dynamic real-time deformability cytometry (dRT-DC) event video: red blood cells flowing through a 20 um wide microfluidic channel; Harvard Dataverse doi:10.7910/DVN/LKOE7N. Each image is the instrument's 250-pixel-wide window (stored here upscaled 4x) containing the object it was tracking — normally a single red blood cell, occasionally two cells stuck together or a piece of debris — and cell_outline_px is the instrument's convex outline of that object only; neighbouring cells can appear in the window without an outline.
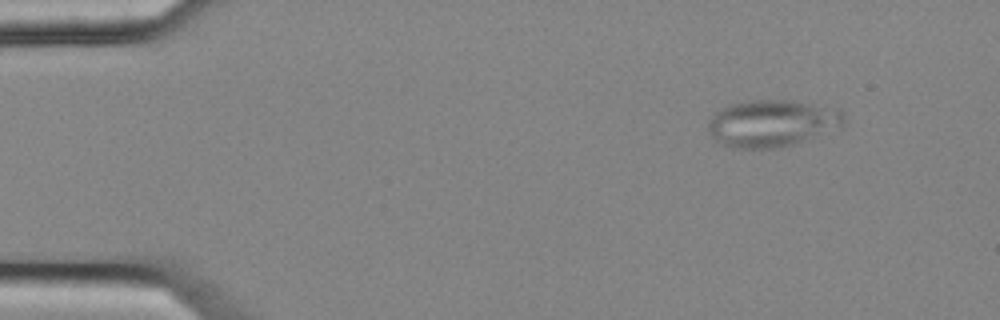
{"species": "common noctule bat (a hibernating species)", "species_latin": "Nyctalus noctula", "temperature_condition": "cold", "stored_images_in_passage": 5, "camera_frame_rate_fps": 3000, "um_per_image_px": 0.085, "animal": {"sex": "female", "body_mass_g": 25.1}, "frame": {"image": 1, "passage_image": 2, "time_ms": 0.333, "image_size_px": [1000, 320], "cell_outline_px": [[844, 124], [792, 144], [772, 148], [732, 148], [716, 140], [708, 132], [708, 120], [716, 112], [732, 104], [756, 100], [792, 100], [840, 112], [844, 116]], "centroid_in_image_um": [65.51, 10.49], "position_along_channel_um": 19.5, "area_um2": 35.78}}